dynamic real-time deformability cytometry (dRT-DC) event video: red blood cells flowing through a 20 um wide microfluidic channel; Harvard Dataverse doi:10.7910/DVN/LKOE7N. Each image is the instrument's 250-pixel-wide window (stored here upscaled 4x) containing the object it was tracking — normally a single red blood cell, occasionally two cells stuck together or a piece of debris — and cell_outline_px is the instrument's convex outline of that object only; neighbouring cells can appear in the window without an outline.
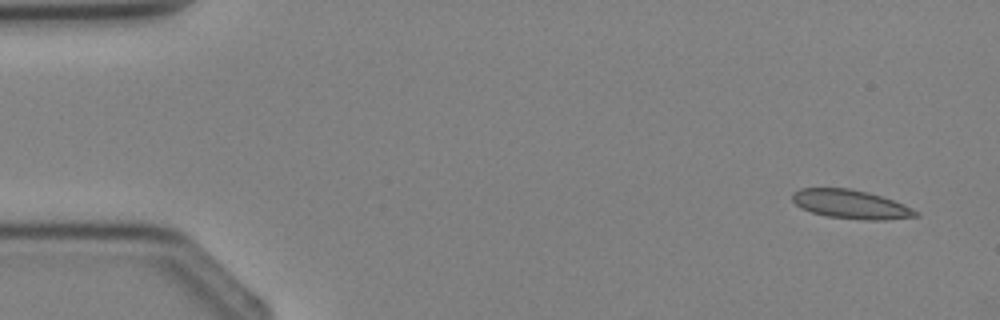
{"species": "Egyptian fruit bat (a non-hibernating species)", "species_latin": "Rousettus aegyptiacus", "temperature_condition": "cold", "stored_images_in_passage": 2, "camera_frame_rate_fps": 3000, "um_per_image_px": 0.085, "animal": {"sex": "female"}, "frame": {"image": 1, "passage_image": 2, "time_ms": 1.0, "image_size_px": [1000, 320], "cell_outline_px": [[920, 216], [884, 220], [864, 220], [828, 216], [812, 212], [800, 208], [792, 200], [792, 196], [800, 188], [848, 188], [868, 192], [904, 204], [920, 212]], "centroid_in_image_um": [72.35, 17.37], "position_along_channel_um": 12.6, "area_um2": 20.63}}